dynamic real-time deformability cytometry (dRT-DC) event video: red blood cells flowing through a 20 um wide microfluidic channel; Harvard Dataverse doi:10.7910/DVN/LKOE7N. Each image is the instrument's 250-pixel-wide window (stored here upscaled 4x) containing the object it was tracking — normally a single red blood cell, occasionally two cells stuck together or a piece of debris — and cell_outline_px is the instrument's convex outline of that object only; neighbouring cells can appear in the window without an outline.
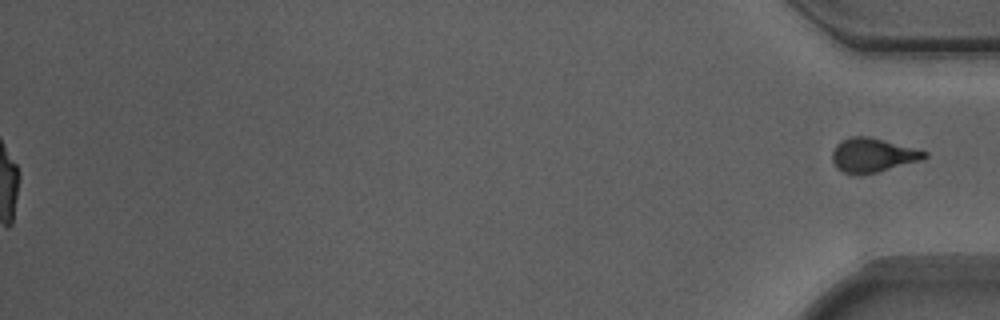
{"species": "Egyptian fruit bat (a non-hibernating species)", "species_latin": "Rousettus aegyptiacus", "temperature_condition": "warm", "stored_images_in_passage": 42, "segment_of_instrument_passage": [2, 2], "camera_frame_rate_fps": 3000, "um_per_image_px": 0.085, "animal": {"sex": "male"}, "frame": {"image": 1, "passage_image": 42, "time_ms": 13.667, "image_size_px": [1000, 320], "cell_outline_px": [[928, 156], [920, 160], [876, 172], [856, 176], [844, 172], [836, 168], [832, 160], [832, 152], [836, 144], [852, 136], [868, 136], [928, 152]], "centroid_in_image_um": [74.13, 13.2], "position_along_channel_um": 361.1, "area_um2": 18.09}}